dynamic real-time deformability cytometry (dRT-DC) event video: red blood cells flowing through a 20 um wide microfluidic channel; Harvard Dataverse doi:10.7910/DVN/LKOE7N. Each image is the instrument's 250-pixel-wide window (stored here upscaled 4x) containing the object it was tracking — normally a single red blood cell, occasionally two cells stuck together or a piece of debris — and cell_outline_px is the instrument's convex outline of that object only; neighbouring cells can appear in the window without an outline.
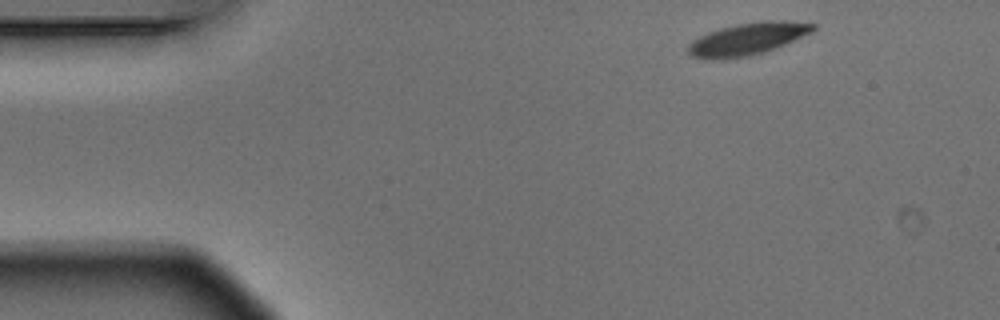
{"species": "Egyptian fruit bat (a non-hibernating species)", "species_latin": "Rousettus aegyptiacus", "temperature_condition": "warm", "stored_images_in_passage": 4, "camera_frame_rate_fps": 3000, "um_per_image_px": 0.085, "animal": {"sex": "male"}, "frame": {"image": 1, "passage_image": 1, "time_ms": 0.0, "image_size_px": [1000, 320], "cell_outline_px": [[816, 28], [812, 32], [776, 48], [764, 52], [748, 56], [712, 60], [692, 56], [688, 52], [688, 44], [692, 40], [708, 32], [720, 28], [736, 24], [764, 20], [788, 20], [816, 24]], "centroid_in_image_um": [63.55, 3.3], "position_along_channel_um": 21.4, "area_um2": 23.52}}